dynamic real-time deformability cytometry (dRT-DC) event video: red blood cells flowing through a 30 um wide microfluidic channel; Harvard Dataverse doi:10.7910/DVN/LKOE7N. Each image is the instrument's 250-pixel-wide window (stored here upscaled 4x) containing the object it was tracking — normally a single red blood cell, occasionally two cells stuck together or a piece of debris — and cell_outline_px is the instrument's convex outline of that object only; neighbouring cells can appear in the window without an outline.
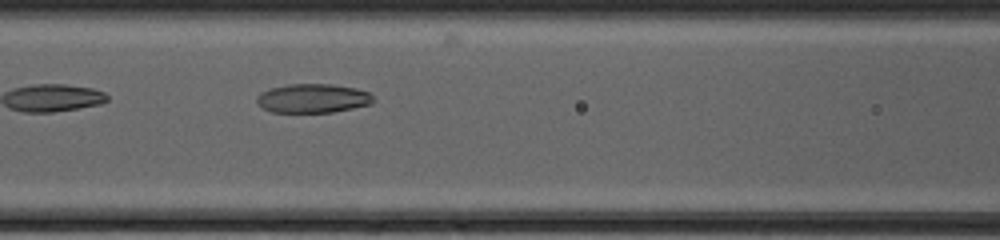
{"species": "common noctule bat (a hibernating species)", "species_latin": "Nyctalus noctula", "temperature_condition": "cold", "stored_images_in_passage": 22, "camera_frame_rate_fps": 3000, "um_per_image_px": 0.085, "animal": {"sex": "female", "body_mass_g": 20.0, "forearm_length_mm": 54.0}, "frame": {"image": 1, "passage_image": 6, "time_ms": 1.667, "image_size_px": [1000, 240], "cell_outline_px": [[376, 100], [372, 104], [332, 112], [272, 112], [264, 108], [256, 100], [256, 96], [260, 92], [272, 88], [288, 84], [332, 84], [356, 88], [368, 92]], "centroid_in_image_um": [26.61, 8.35], "position_along_channel_um": 140.0, "area_um2": 19.65}}
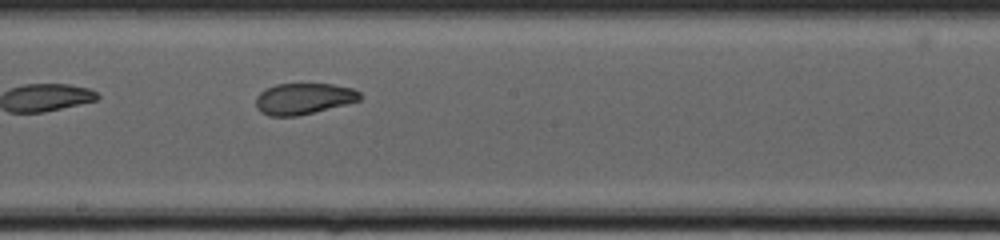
{"frame": {"image": 2, "passage_image": 12, "time_ms": 3.667, "image_size_px": [1000, 240], "cell_outline_px": [[360, 100], [296, 116], [268, 116], [260, 112], [256, 108], [256, 96], [264, 88], [276, 84], [332, 84], [352, 88], [360, 92]], "centroid_in_image_um": [25.74, 8.38], "position_along_channel_um": 222.5, "area_um2": 18.79}}
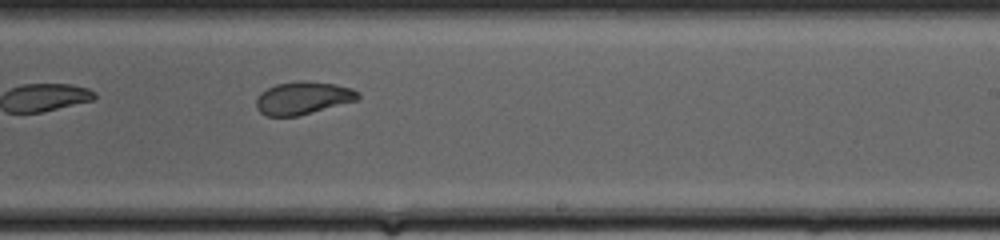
{"frame": {"image": 3, "passage_image": 15, "time_ms": 4.667, "image_size_px": [1000, 240], "cell_outline_px": [[360, 96], [356, 100], [300, 116], [268, 116], [260, 112], [256, 108], [256, 100], [260, 92], [276, 84], [300, 80], [304, 80], [336, 84], [352, 88], [360, 92]], "centroid_in_image_um": [25.75, 8.32], "position_along_channel_um": 263.2, "area_um2": 19.54}}